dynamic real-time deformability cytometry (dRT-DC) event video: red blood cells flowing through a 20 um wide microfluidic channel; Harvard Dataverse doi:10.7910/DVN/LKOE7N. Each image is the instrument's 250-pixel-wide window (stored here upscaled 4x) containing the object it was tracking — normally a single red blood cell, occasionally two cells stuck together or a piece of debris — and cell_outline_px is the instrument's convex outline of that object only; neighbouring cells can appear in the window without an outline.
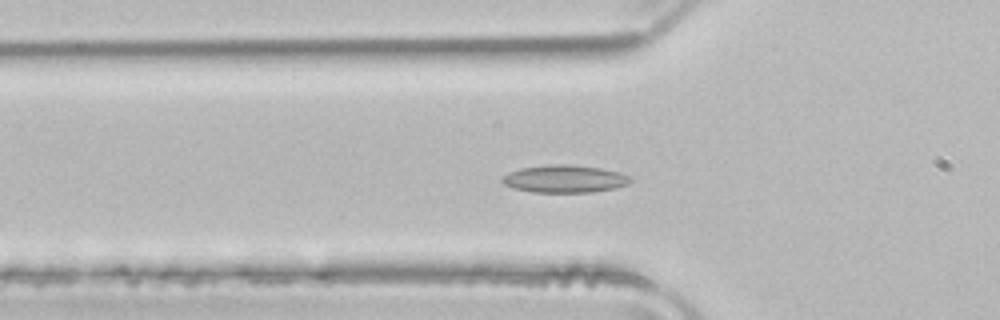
{"species": "common noctule bat (a hibernating species)", "species_latin": "Nyctalus noctula", "temperature_condition": "room temperature", "stored_images_in_passage": 52, "camera_frame_rate_fps": 3000, "um_per_image_px": 0.085, "animal": {"sex": "male", "body_mass_g": 21.5, "forearm_length_mm": 52.0}, "frame": {"image": 1, "passage_image": 18, "time_ms": 5.667, "image_size_px": [1000, 320], "cell_outline_px": [[632, 180], [628, 184], [616, 188], [592, 192], [532, 192], [512, 188], [504, 184], [500, 180], [500, 176], [508, 172], [520, 168], [552, 164], [568, 164], [600, 168], [620, 172], [632, 176]], "centroid_in_image_um": [47.98, 15.2], "position_along_channel_um": 77.8, "area_um2": 20.87}}
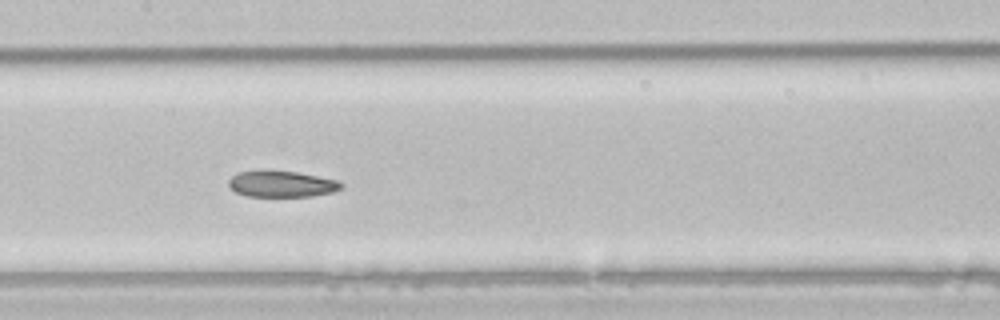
{"frame": {"image": 2, "passage_image": 26, "time_ms": 8.333, "image_size_px": [1000, 320], "cell_outline_px": [[344, 184], [340, 188], [332, 192], [312, 196], [248, 196], [236, 192], [228, 184], [228, 180], [232, 176], [240, 172], [260, 168], [268, 168], [296, 172], [340, 180]], "centroid_in_image_um": [23.92, 15.59], "position_along_channel_um": 183.5, "area_um2": 17.63}}
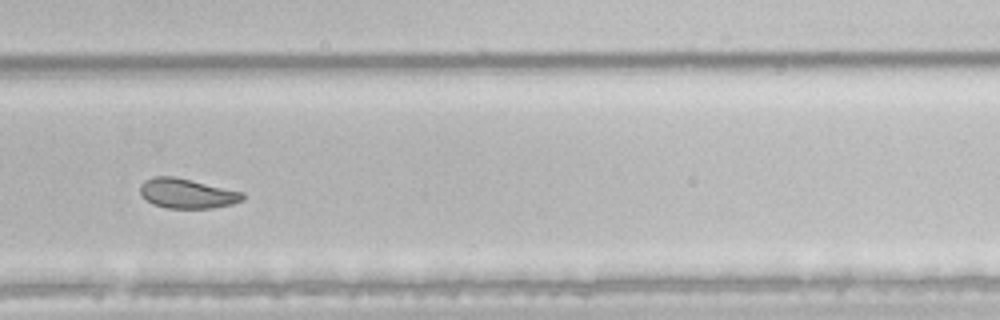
{"frame": {"image": 3, "passage_image": 36, "time_ms": 11.667, "image_size_px": [1000, 320], "cell_outline_px": [[244, 200], [232, 204], [212, 208], [168, 208], [152, 204], [140, 192], [140, 184], [144, 180], [156, 176], [172, 176], [244, 192]], "centroid_in_image_um": [15.91, 16.44], "position_along_channel_um": 313.9, "area_um2": 17.63}, "authors_computed_cell_mechanics": {"area_um2": 20.3167, "velocity_mm_per_s": 3.9335, "shape_relaxation_time_tau1_ms": 10.0104, "shape_relaxation_time_tau2_ms": 4.1798, "deformation_change_tau1": 0.1732, "deformation_change_tau2": 0.0895}}